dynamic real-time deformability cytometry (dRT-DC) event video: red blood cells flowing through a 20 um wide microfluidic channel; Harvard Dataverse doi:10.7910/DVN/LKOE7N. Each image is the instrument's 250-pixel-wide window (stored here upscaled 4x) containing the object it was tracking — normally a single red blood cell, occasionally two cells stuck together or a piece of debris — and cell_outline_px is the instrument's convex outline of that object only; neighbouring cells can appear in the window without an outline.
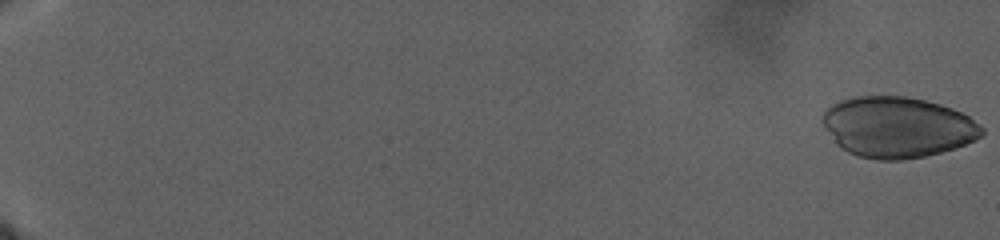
{"species": "human", "species_latin": "Homo sapiens", "temperature_condition": "warm", "stored_images_in_passage": 60, "camera_frame_rate_fps": 3000, "um_per_image_px": 0.085, "donor": {"sex": "male"}, "frame": {"image": 1, "passage_image": 1, "time_ms": 0.0, "image_size_px": [1000, 240], "cell_outline_px": [[984, 132], [976, 140], [940, 152], [924, 156], [900, 160], [880, 160], [860, 156], [848, 152], [836, 144], [820, 120], [824, 112], [832, 104], [840, 100], [856, 96], [904, 96], [924, 100], [940, 104], [952, 108], [968, 116], [984, 128]], "centroid_in_image_um": [76.26, 10.8], "position_along_channel_um": 8.7, "area_um2": 56.12}}
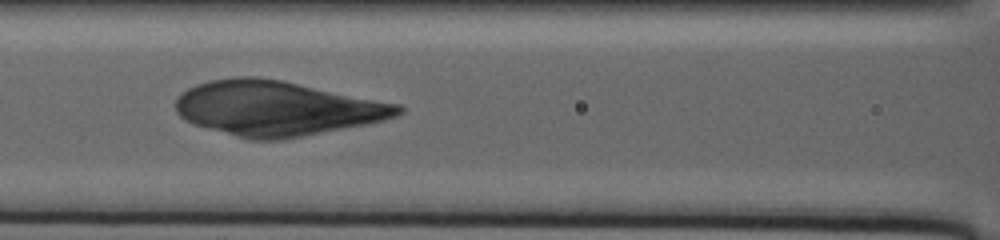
{"frame": {"image": 2, "passage_image": 32, "time_ms": 22.667, "image_size_px": [1000, 240], "cell_outline_px": [[404, 112], [396, 116], [384, 120], [364, 124], [280, 140], [252, 140], [192, 124], [184, 120], [176, 112], [176, 96], [180, 92], [196, 84], [208, 80], [236, 76], [256, 76], [280, 80], [400, 104], [404, 108]], "centroid_in_image_um": [23.47, 9.19], "position_along_channel_um": 143.1, "area_um2": 70.75}}
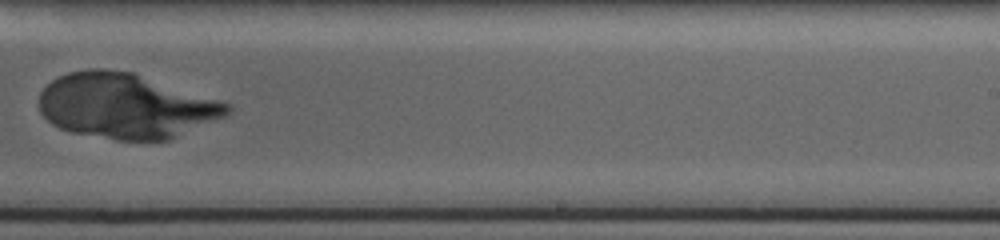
{"frame": {"image": 3, "passage_image": 48, "time_ms": 30.667, "image_size_px": [1000, 240], "cell_outline_px": [[232, 112], [228, 116], [168, 140], [116, 140], [72, 132], [60, 128], [52, 124], [40, 112], [40, 92], [52, 80], [68, 72], [88, 68], [104, 68], [132, 72], [220, 100], [232, 104]], "centroid_in_image_um": [10.73, 9.0], "position_along_channel_um": 278.3, "area_um2": 71.5}}